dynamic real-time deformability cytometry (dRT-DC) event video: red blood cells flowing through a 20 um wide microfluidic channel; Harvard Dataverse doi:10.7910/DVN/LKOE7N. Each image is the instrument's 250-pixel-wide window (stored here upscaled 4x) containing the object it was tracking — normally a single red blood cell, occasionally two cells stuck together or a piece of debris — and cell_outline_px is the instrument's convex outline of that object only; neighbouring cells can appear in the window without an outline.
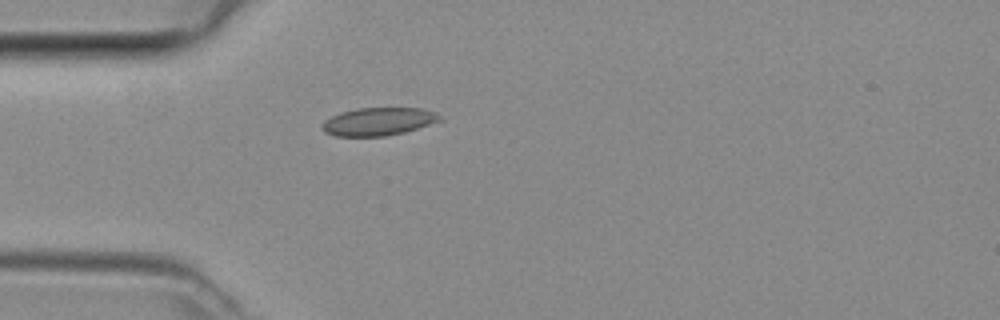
{"species": "common noctule bat (a hibernating species)", "species_latin": "Nyctalus noctula", "temperature_condition": "room temperature", "stored_images_in_passage": 4, "camera_frame_rate_fps": 3000, "um_per_image_px": 0.085, "animal": {"sex": "female", "body_mass_g": 29.2, "forearm_length_mm": 56.3}, "frame": {"image": 1, "passage_image": 4, "time_ms": 1.0, "image_size_px": [1000, 320], "cell_outline_px": [[444, 120], [404, 132], [384, 136], [336, 136], [324, 132], [320, 128], [324, 120], [340, 112], [356, 108], [420, 108], [436, 112]], "centroid_in_image_um": [32.15, 10.33], "position_along_channel_um": 52.8, "area_um2": 19.25}}